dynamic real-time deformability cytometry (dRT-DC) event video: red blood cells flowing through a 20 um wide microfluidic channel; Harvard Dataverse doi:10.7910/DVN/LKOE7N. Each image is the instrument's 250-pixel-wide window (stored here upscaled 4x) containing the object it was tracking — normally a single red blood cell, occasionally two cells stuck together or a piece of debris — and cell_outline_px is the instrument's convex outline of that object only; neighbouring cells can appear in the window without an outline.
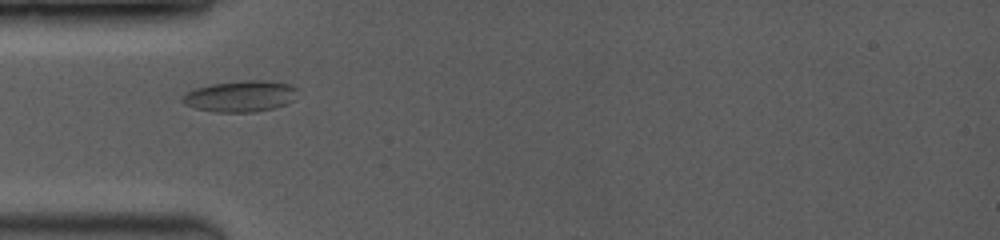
{"species": "common noctule bat (a hibernating species)", "species_latin": "Nyctalus noctula", "temperature_condition": "room temperature", "stored_images_in_passage": 2, "camera_frame_rate_fps": 3500, "um_per_image_px": 0.085, "animal": {"sex": "female", "body_mass_g": 19.0, "forearm_length_mm": 53.3}, "frame": {"image": 1, "passage_image": 1, "time_ms": 0.0, "image_size_px": [1000, 240], "cell_outline_px": [[296, 88], [292, 100], [288, 104], [272, 108], [252, 112], [216, 112], [196, 108], [184, 104], [184, 96], [188, 92], [196, 88], [212, 84], [244, 80], [260, 80], [288, 84]], "centroid_in_image_um": [20.43, 8.18], "position_along_channel_um": 64.6, "area_um2": 20.4}}